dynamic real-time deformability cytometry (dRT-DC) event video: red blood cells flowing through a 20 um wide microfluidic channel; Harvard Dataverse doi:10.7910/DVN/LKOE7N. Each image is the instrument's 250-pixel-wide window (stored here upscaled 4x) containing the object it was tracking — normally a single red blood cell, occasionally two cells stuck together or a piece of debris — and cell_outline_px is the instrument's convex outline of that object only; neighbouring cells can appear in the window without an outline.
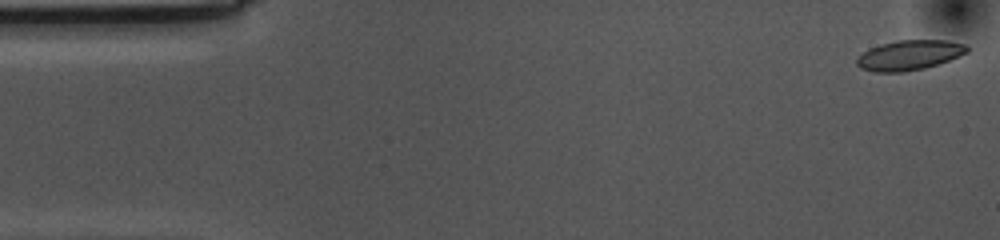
{"species": "common noctule bat (a hibernating species)", "species_latin": "Nyctalus noctula", "temperature_condition": "cold", "stored_images_in_passage": 55, "camera_frame_rate_fps": 3000, "um_per_image_px": 0.085, "animal": {"sex": "female", "body_mass_g": 10.0, "forearm_length_mm": 53.1}, "frame": {"image": 1, "passage_image": 1, "time_ms": 0.0, "image_size_px": [1000, 240], "cell_outline_px": [[968, 52], [948, 60], [924, 68], [904, 72], [876, 72], [860, 68], [856, 64], [856, 60], [868, 48], [880, 44], [896, 40], [948, 40], [968, 44]], "centroid_in_image_um": [77.29, 4.67], "position_along_channel_um": 7.7, "area_um2": 19.25}}
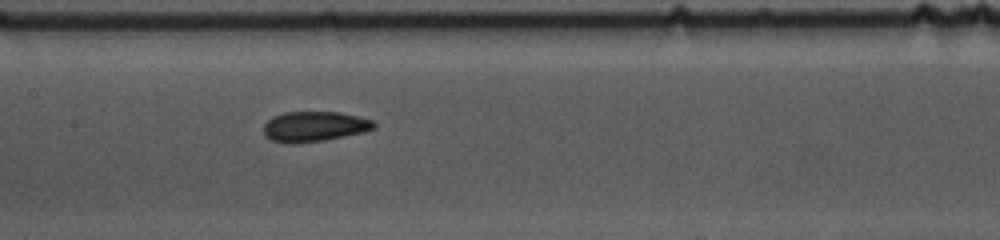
{"frame": {"image": 2, "passage_image": 25, "time_ms": 8.0, "image_size_px": [1000, 240], "cell_outline_px": [[376, 128], [364, 132], [324, 140], [292, 144], [288, 144], [272, 140], [264, 136], [264, 124], [272, 116], [284, 112], [340, 112], [372, 120], [376, 124]], "centroid_in_image_um": [26.7, 10.75], "position_along_channel_um": 180.7, "area_um2": 19.48}}
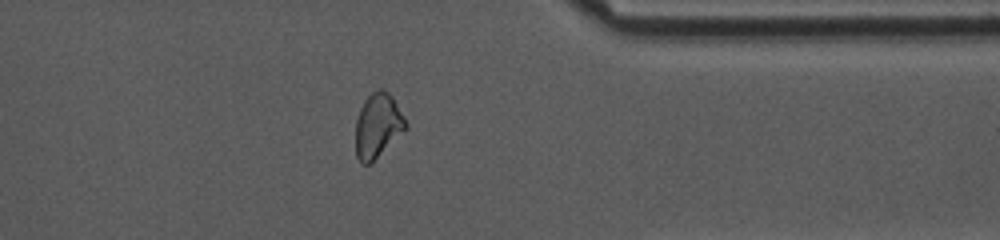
{"frame": {"image": 3, "passage_image": 43, "time_ms": 14.0, "image_size_px": [1000, 240], "cell_outline_px": [[408, 128], [368, 164], [360, 164], [356, 156], [356, 120], [360, 108], [364, 100], [372, 92], [380, 88], [384, 88], [392, 96], [408, 124]], "centroid_in_image_um": [32.11, 10.65], "position_along_channel_um": 379.3, "area_um2": 18.67}, "authors_computed_cell_mechanics": {"area_um2": 19.4786, "velocity_mm_per_s": 3.5415, "shape_relaxation_time_tau1_ms": 5.1358, "shape_relaxation_time_tau2_ms": 3.0199, "deformation_change_tau1": 0.1391, "deformation_change_tau2": 0.0946}}